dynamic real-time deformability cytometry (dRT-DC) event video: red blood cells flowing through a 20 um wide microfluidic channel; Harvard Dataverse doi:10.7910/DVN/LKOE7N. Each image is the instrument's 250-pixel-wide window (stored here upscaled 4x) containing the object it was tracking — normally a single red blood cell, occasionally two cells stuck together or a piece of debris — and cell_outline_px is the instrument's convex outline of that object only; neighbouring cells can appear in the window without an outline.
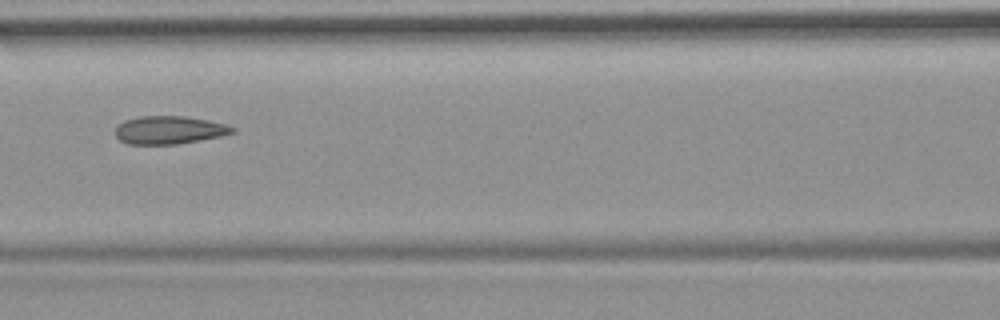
{"species": "common noctule bat (a hibernating species)", "species_latin": "Nyctalus noctula", "temperature_condition": "room temperature", "stored_images_in_passage": 9, "camera_frame_rate_fps": 3000, "um_per_image_px": 0.085, "animal": {"sex": "female", "body_mass_g": 19.9}, "frame": {"image": 1, "passage_image": 7, "time_ms": 7.667, "image_size_px": [1000, 320], "cell_outline_px": [[236, 132], [220, 136], [176, 144], [128, 144], [120, 140], [116, 136], [116, 124], [124, 120], [140, 116], [184, 116], [208, 120], [228, 124], [236, 128]], "centroid_in_image_um": [14.39, 11.04], "position_along_channel_um": 152.2, "area_um2": 19.19}}
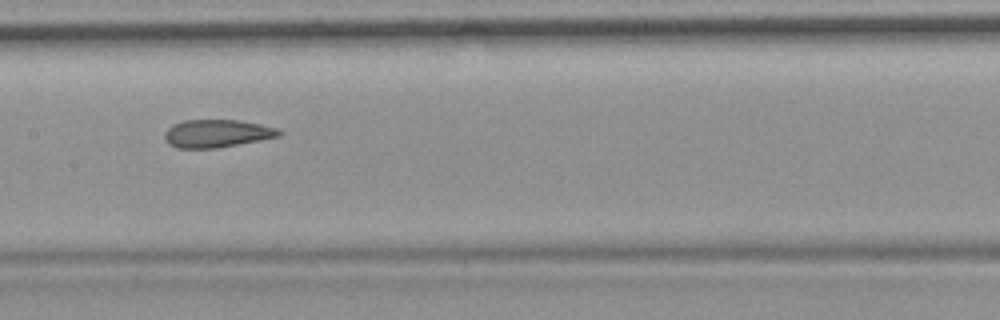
{"frame": {"image": 2, "passage_image": 8, "time_ms": 8.667, "image_size_px": [1000, 320], "cell_outline_px": [[284, 132], [280, 136], [260, 140], [216, 148], [176, 148], [168, 144], [164, 140], [164, 132], [172, 124], [184, 120], [236, 120], [260, 124], [280, 128]], "centroid_in_image_um": [18.43, 11.34], "position_along_channel_um": 189.0, "area_um2": 18.73}}